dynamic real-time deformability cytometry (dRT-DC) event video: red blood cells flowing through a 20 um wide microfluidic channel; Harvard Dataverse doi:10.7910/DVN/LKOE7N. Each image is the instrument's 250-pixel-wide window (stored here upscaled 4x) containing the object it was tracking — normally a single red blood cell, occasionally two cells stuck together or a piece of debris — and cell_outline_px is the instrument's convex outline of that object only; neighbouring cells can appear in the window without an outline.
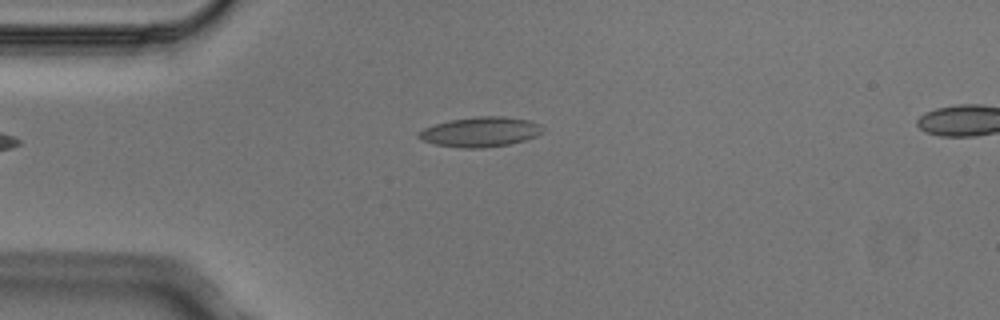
{"species": "Egyptian fruit bat (a non-hibernating species)", "species_latin": "Rousettus aegyptiacus", "temperature_condition": "cold", "stored_images_in_passage": 2, "camera_frame_rate_fps": 3000, "um_per_image_px": 0.085, "animal": {"sex": "male"}, "frame": {"image": 1, "passage_image": 2, "time_ms": 0.333, "image_size_px": [1000, 320], "cell_outline_px": [[544, 132], [536, 136], [524, 140], [508, 144], [484, 148], [460, 148], [432, 144], [420, 140], [416, 136], [424, 128], [436, 124], [452, 120], [476, 116], [504, 116], [528, 120], [540, 124], [544, 128]], "centroid_in_image_um": [40.83, 11.22], "position_along_channel_um": 44.2, "area_um2": 21.68}}